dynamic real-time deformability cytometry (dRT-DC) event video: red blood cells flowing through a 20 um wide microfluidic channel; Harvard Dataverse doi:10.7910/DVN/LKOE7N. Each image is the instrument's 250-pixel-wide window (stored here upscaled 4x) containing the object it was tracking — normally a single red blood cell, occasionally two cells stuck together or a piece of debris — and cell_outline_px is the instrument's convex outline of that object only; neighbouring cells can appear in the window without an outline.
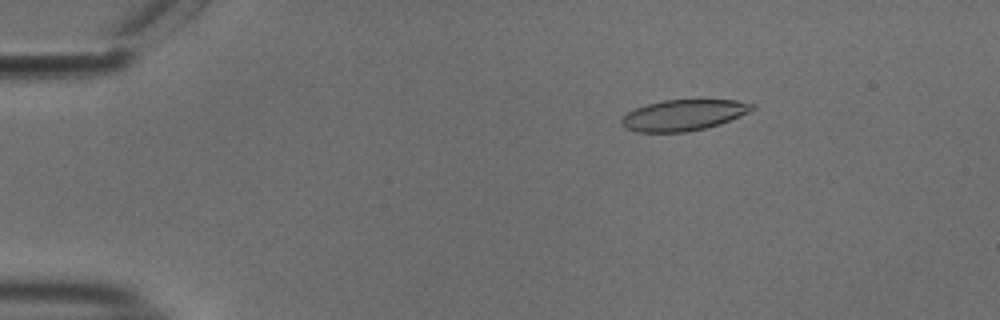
{"species": "common noctule bat (a hibernating species)", "species_latin": "Nyctalus noctula", "temperature_condition": "cold", "stored_images_in_passage": 48, "camera_frame_rate_fps": 3000, "um_per_image_px": 0.085, "animal": {"sex": "male", "body_mass_g": 18.8}, "frame": {"image": 1, "passage_image": 3, "time_ms": 0.667, "image_size_px": [1000, 320], "cell_outline_px": [[756, 108], [740, 116], [720, 124], [704, 128], [684, 132], [636, 132], [624, 128], [620, 124], [620, 120], [628, 112], [636, 108], [648, 104], [664, 100], [736, 100], [756, 104]], "centroid_in_image_um": [58.1, 9.79], "position_along_channel_um": 26.9, "area_um2": 23.52}}
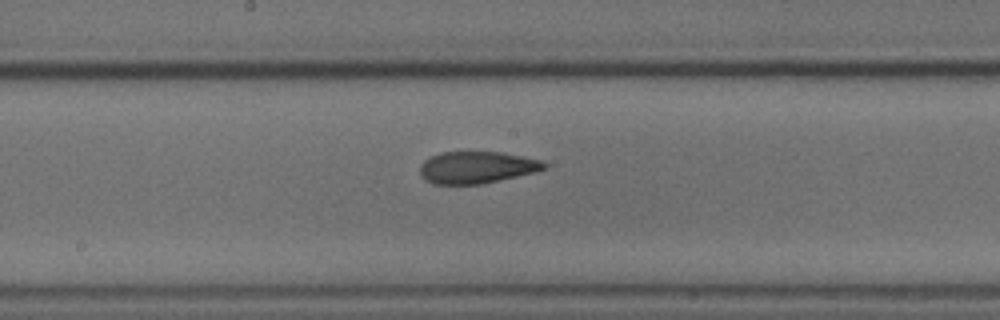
{"frame": {"image": 2, "passage_image": 23, "time_ms": 7.333, "image_size_px": [1000, 320], "cell_outline_px": [[548, 168], [536, 172], [480, 184], [432, 184], [424, 180], [420, 176], [420, 164], [424, 160], [440, 152], [500, 152], [540, 160], [548, 164]], "centroid_in_image_um": [40.5, 14.23], "position_along_channel_um": 207.7, "area_um2": 23.18}}
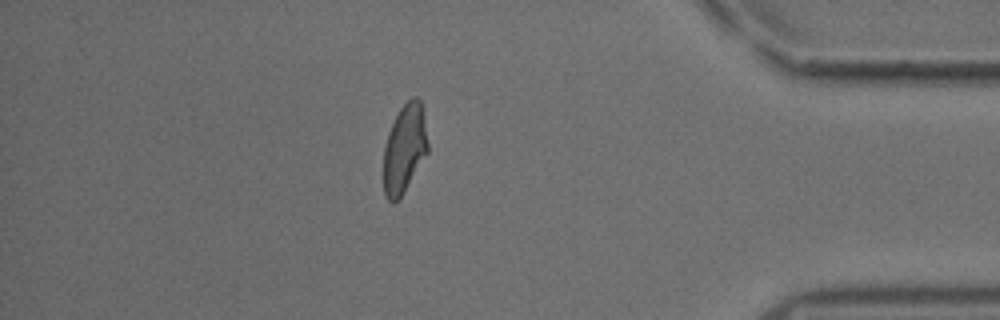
{"frame": {"image": 3, "passage_image": 41, "time_ms": 13.333, "image_size_px": [1000, 320], "cell_outline_px": [[428, 152], [400, 196], [392, 204], [384, 196], [384, 148], [388, 132], [400, 108], [412, 96], [416, 96], [420, 100], [424, 116], [428, 144]], "centroid_in_image_um": [34.38, 12.61], "position_along_channel_um": 400.8, "area_um2": 22.54}, "authors_computed_cell_mechanics": {"area_um2": 23.4668, "velocity_mm_per_s": 3.7599, "shape_relaxation_time_tau1_ms": null, "shape_relaxation_time_tau2_ms": 1.9937, "deformation_change_tau1": null, "deformation_change_tau2": 0.0855}}